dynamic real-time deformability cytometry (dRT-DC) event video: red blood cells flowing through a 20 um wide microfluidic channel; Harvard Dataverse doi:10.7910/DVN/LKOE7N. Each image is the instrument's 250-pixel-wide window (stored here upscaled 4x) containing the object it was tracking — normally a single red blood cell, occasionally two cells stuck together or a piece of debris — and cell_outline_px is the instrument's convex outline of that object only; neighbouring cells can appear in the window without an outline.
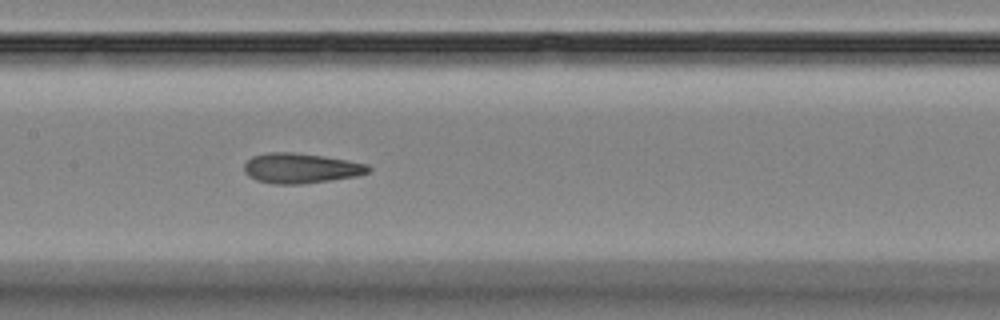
{"species": "Egyptian fruit bat (a non-hibernating species)", "species_latin": "Rousettus aegyptiacus", "temperature_condition": "room temperature", "stored_images_in_passage": 6, "camera_frame_rate_fps": 3000, "um_per_image_px": 0.085, "animal": {"sex": "female"}, "frame": {"image": 1, "passage_image": 6, "time_ms": 6.667, "image_size_px": [1000, 320], "cell_outline_px": [[372, 168], [368, 172], [360, 176], [332, 180], [300, 184], [276, 184], [256, 180], [248, 176], [244, 172], [244, 164], [252, 156], [268, 152], [292, 152], [324, 156], [368, 164]], "centroid_in_image_um": [25.58, 14.3], "position_along_channel_um": 181.8, "area_um2": 21.91}}